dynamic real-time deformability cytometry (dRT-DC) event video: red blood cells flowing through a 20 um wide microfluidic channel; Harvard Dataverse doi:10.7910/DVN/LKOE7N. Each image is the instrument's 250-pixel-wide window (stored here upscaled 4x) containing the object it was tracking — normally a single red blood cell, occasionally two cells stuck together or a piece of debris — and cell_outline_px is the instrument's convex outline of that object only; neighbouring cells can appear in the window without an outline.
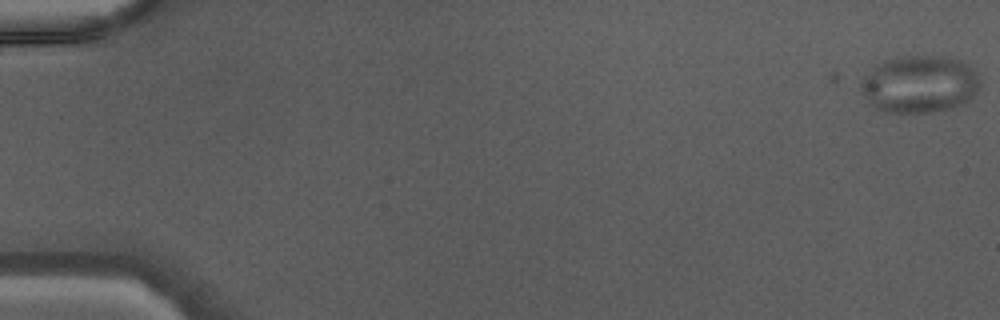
{"species": "Egyptian fruit bat (a non-hibernating species)", "species_latin": "Rousettus aegyptiacus", "temperature_condition": "warm", "stored_images_in_passage": 47, "camera_frame_rate_fps": 3000, "um_per_image_px": 0.085, "animal": {"sex": "male"}, "frame": {"image": 1, "passage_image": 1, "time_ms": 0.0, "image_size_px": [1000, 320], "cell_outline_px": [[980, 84], [976, 92], [968, 100], [960, 104], [948, 108], [928, 112], [884, 112], [872, 108], [868, 104], [860, 88], [860, 84], [864, 76], [880, 60], [904, 56], [944, 56], [960, 60], [976, 72], [980, 80]], "centroid_in_image_um": [78.1, 7.14], "position_along_channel_um": 6.9, "area_um2": 39.88}}
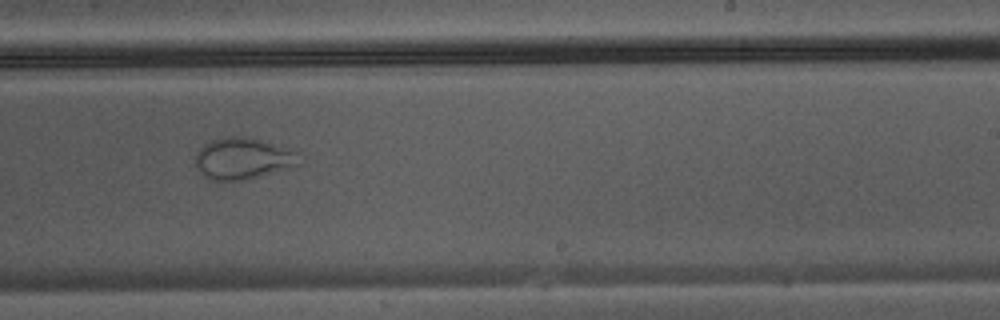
{"frame": {"image": 2, "passage_image": 30, "time_ms": 9.667, "image_size_px": [1000, 320], "cell_outline_px": [[304, 160], [300, 164], [248, 180], [212, 180], [204, 176], [196, 168], [196, 152], [204, 144], [212, 140], [224, 136], [248, 136], [300, 152]], "centroid_in_image_um": [20.68, 13.47], "position_along_channel_um": 268.3, "area_um2": 25.43}}
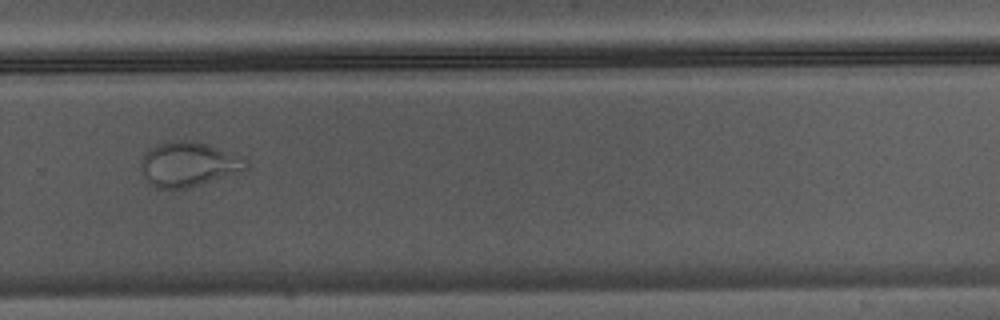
{"frame": {"image": 3, "passage_image": 33, "time_ms": 10.667, "image_size_px": [1000, 320], "cell_outline_px": [[248, 168], [244, 172], [188, 188], [156, 188], [148, 184], [140, 168], [140, 160], [148, 148], [156, 144], [176, 140], [192, 140], [208, 144], [244, 156], [248, 160]], "centroid_in_image_um": [16.05, 13.96], "position_along_channel_um": 313.7, "area_um2": 28.09}}